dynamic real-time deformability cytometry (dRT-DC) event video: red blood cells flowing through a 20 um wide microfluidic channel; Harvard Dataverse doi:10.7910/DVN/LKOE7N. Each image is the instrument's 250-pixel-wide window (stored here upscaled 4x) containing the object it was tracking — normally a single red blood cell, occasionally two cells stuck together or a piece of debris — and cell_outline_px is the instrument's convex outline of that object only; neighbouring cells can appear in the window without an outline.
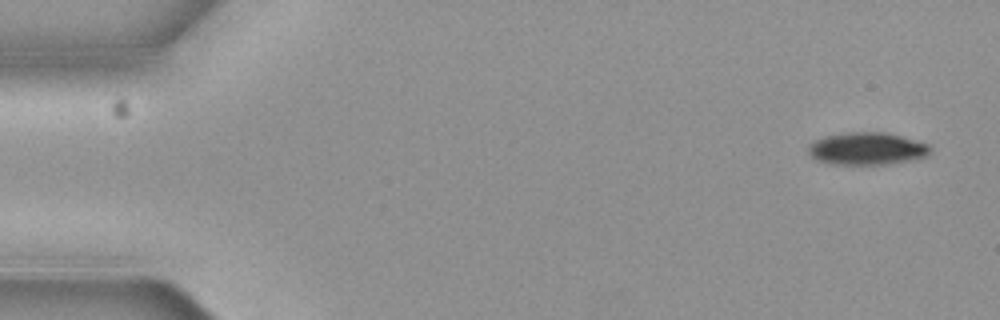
{"species": "common noctule bat (a hibernating species)", "species_latin": "Nyctalus noctula", "temperature_condition": "cold", "stored_images_in_passage": 5, "camera_frame_rate_fps": 3000, "um_per_image_px": 0.085, "animal": {"sex": "female", "body_mass_g": 19.3, "forearm_length_mm": 54.1}, "frame": {"image": 1, "passage_image": 1, "time_ms": 0.0, "image_size_px": [1000, 320], "cell_outline_px": [[932, 148], [928, 156], [888, 164], [828, 164], [816, 160], [808, 152], [808, 144], [816, 140], [828, 136], [852, 132], [884, 132], [900, 136], [928, 144]], "centroid_in_image_um": [73.69, 12.64], "position_along_channel_um": 11.3, "area_um2": 22.83}}
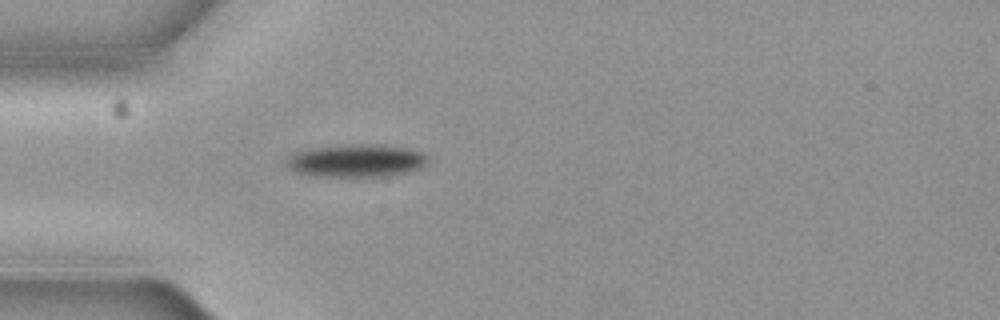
{"frame": {"image": 2, "passage_image": 5, "time_ms": 1.333, "image_size_px": [1000, 320], "cell_outline_px": [[432, 160], [428, 164], [420, 168], [408, 172], [392, 176], [316, 176], [292, 172], [284, 164], [284, 160], [292, 152], [312, 148], [360, 144], [380, 144], [408, 148], [424, 152]], "centroid_in_image_um": [30.3, 13.66], "position_along_channel_um": 54.7, "area_um2": 27.63}}